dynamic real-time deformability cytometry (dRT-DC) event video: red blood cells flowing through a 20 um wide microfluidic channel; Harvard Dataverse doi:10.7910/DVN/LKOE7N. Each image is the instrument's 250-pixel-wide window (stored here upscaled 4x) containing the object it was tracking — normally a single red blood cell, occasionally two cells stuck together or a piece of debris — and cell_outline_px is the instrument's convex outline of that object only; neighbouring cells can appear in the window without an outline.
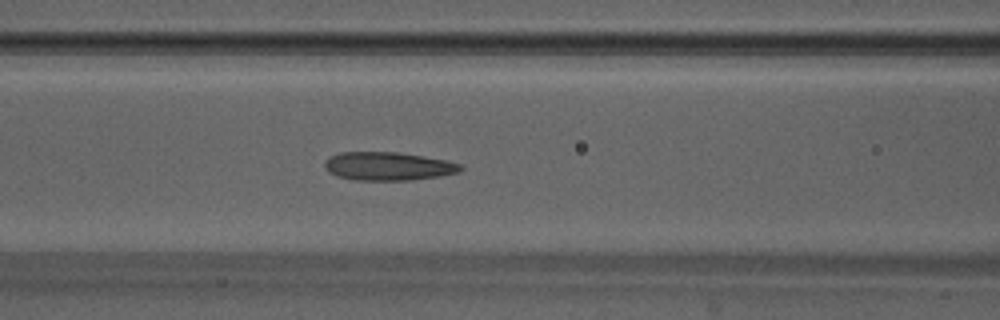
{"species": "Egyptian fruit bat (a non-hibernating species)", "species_latin": "Rousettus aegyptiacus", "temperature_condition": "warm", "stored_images_in_passage": 38, "camera_frame_rate_fps": 3000, "um_per_image_px": 0.085, "animal": {"sex": "male"}, "frame": {"image": 1, "passage_image": 12, "time_ms": 3.667, "image_size_px": [1000, 320], "cell_outline_px": [[464, 168], [460, 172], [440, 176], [412, 180], [352, 180], [336, 176], [328, 172], [324, 168], [324, 164], [332, 156], [340, 152], [396, 152], [424, 156], [444, 160], [460, 164]], "centroid_in_image_um": [32.99, 14.14], "position_along_channel_um": 133.6, "area_um2": 22.48}, "authors_computed_cell_mechanics": {"area_um2": 22.1085, "velocity_mm_per_s": 4.1842, "shape_relaxation_time_tau1_ms": 3.1998, "shape_relaxation_time_tau2_ms": 1.2894, "deformation_change_tau1": 0.1683, "deformation_change_tau2": 0.1085}}